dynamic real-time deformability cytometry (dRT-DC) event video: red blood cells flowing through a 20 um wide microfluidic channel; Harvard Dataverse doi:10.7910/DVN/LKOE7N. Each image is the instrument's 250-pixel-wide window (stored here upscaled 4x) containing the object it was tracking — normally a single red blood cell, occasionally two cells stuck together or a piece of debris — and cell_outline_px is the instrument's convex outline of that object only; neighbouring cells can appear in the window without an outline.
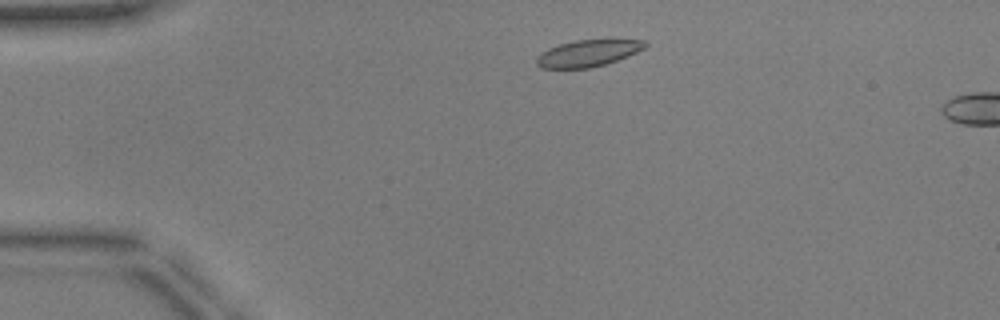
{"species": "common noctule bat (a hibernating species)", "species_latin": "Nyctalus noctula", "temperature_condition": "warm", "stored_images_in_passage": 7, "camera_frame_rate_fps": 3000, "um_per_image_px": 0.085, "animal": {"sex": "male", "body_mass_g": 17.9, "forearm_length_mm": 54.2}, "frame": {"image": 1, "passage_image": 4, "time_ms": 1.0, "image_size_px": [1000, 320], "cell_outline_px": [[648, 44], [644, 48], [628, 56], [604, 64], [588, 68], [540, 68], [536, 64], [536, 56], [540, 52], [548, 48], [560, 44], [576, 40], [648, 40]], "centroid_in_image_um": [49.94, 4.52], "position_along_channel_um": 35.1, "area_um2": 16.76}}